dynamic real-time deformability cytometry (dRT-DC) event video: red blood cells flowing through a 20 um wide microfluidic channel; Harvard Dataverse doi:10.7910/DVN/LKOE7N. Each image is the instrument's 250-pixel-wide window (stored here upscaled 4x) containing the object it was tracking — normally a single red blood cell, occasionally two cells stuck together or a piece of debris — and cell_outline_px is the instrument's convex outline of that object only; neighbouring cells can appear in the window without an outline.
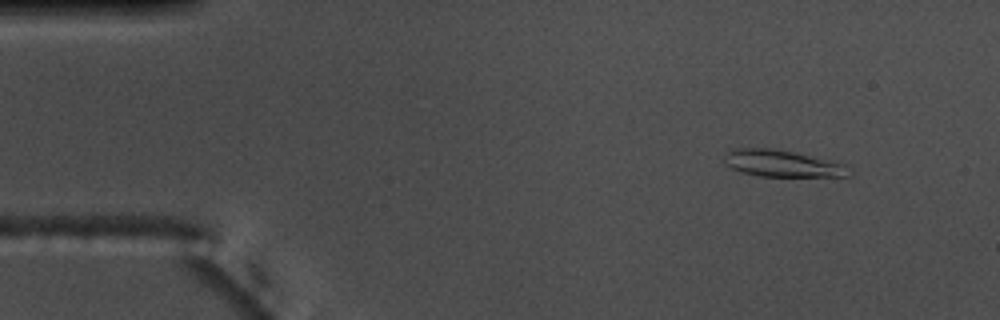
{"species": "common noctule bat (a hibernating species)", "species_latin": "Nyctalus noctula", "temperature_condition": "warm", "stored_images_in_passage": 55, "camera_frame_rate_fps": 3000, "um_per_image_px": 0.085, "animal": {"sex": "male", "body_mass_g": 17.5, "forearm_length_mm": 52.3}, "frame": {"image": 1, "passage_image": 6, "time_ms": 1.667, "image_size_px": [1000, 320], "cell_outline_px": [[856, 172], [852, 176], [760, 176], [744, 172], [732, 168], [724, 164], [724, 156], [728, 148], [772, 148], [792, 152], [848, 164]], "centroid_in_image_um": [66.55, 13.89], "position_along_channel_um": 18.4, "area_um2": 19.71}}
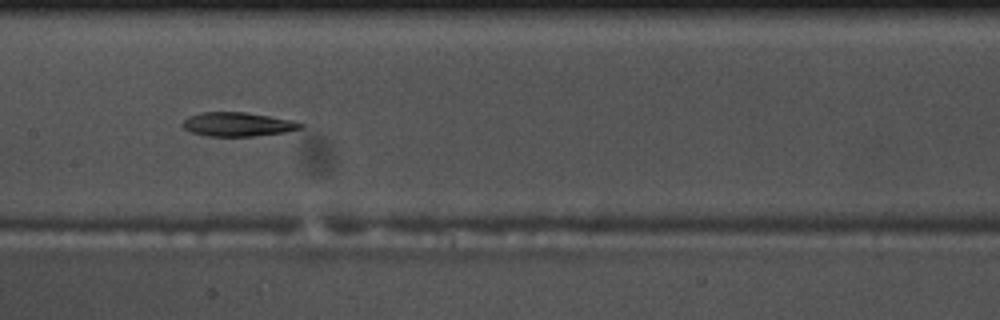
{"frame": {"image": 2, "passage_image": 27, "time_ms": 8.667, "image_size_px": [1000, 320], "cell_outline_px": [[304, 128], [284, 132], [252, 136], [204, 136], [192, 132], [184, 128], [180, 124], [188, 116], [200, 112], [244, 112], [292, 120], [304, 124]], "centroid_in_image_um": [20.17, 10.56], "position_along_channel_um": 187.2, "area_um2": 16.47}}
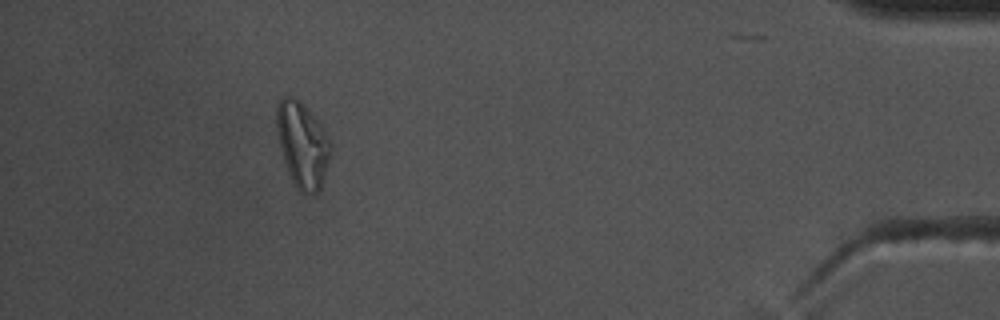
{"frame": {"image": 3, "passage_image": 50, "time_ms": 16.333, "image_size_px": [1000, 320], "cell_outline_px": [[332, 152], [324, 180], [320, 188], [316, 192], [300, 192], [296, 188], [288, 172], [280, 148], [276, 132], [276, 108], [280, 100], [284, 96], [292, 96], [300, 100], [304, 104], [320, 124], [328, 136], [332, 144]], "centroid_in_image_um": [25.71, 12.28], "position_along_channel_um": 409.5, "area_um2": 27.05}, "authors_computed_cell_mechanics": {"area_um2": 18.6116, "velocity_mm_per_s": 3.6972, "shape_relaxation_time_tau1_ms": null, "shape_relaxation_time_tau2_ms": 7.4328, "deformation_change_tau1": null, "deformation_change_tau2": 0.153}}